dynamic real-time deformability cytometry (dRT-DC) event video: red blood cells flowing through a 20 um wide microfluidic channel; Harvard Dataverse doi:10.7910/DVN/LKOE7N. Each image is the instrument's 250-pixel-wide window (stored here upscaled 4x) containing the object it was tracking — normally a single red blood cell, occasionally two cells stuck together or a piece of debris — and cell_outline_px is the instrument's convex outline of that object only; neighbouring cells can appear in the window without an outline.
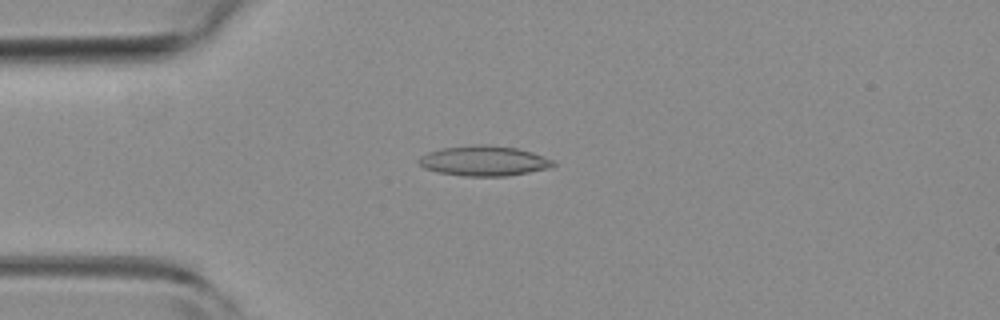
{"species": "common noctule bat (a hibernating species)", "species_latin": "Nyctalus noctula", "temperature_condition": "room temperature", "stored_images_in_passage": 1, "camera_frame_rate_fps": 3000, "um_per_image_px": 0.085, "animal": {"sex": "female", "body_mass_g": 19.3, "forearm_length_mm": 54.1}, "frame": {"image": 1, "passage_image": 1, "time_ms": 0.0, "image_size_px": [1000, 320], "cell_outline_px": [[556, 164], [548, 168], [508, 176], [464, 176], [436, 172], [424, 168], [416, 160], [420, 156], [428, 152], [444, 148], [476, 144], [488, 144], [516, 148], [532, 152], [552, 160]], "centroid_in_image_um": [41.1, 13.67], "position_along_channel_um": 43.9, "area_um2": 23.52}}